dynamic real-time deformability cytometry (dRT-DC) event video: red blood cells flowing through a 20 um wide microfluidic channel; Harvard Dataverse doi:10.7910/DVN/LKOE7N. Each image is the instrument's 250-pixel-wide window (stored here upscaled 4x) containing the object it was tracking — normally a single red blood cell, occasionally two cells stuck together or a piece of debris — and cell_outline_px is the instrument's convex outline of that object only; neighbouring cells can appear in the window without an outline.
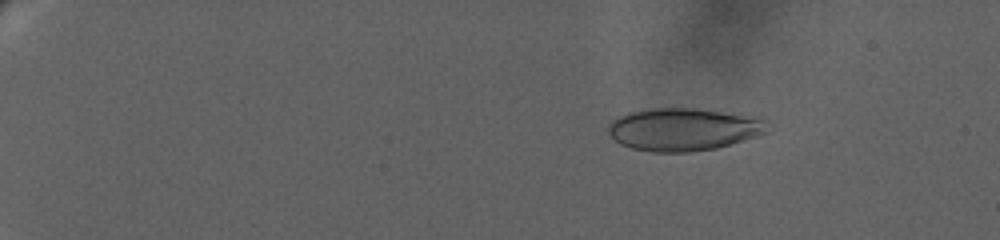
{"species": "human", "species_latin": "Homo sapiens", "temperature_condition": "warm", "stored_images_in_passage": 15, "camera_frame_rate_fps": 3000, "um_per_image_px": 0.085, "donor": {"sex": "female"}, "frame": {"image": 1, "passage_image": 5, "time_ms": 3.667, "image_size_px": [1000, 240], "cell_outline_px": [[772, 124], [768, 132], [756, 136], [716, 148], [688, 152], [652, 152], [632, 148], [620, 144], [608, 132], [608, 124], [612, 120], [628, 112], [652, 108], [692, 108], [764, 116]], "centroid_in_image_um": [58.19, 10.97], "position_along_channel_um": 26.8, "area_um2": 40.11}}
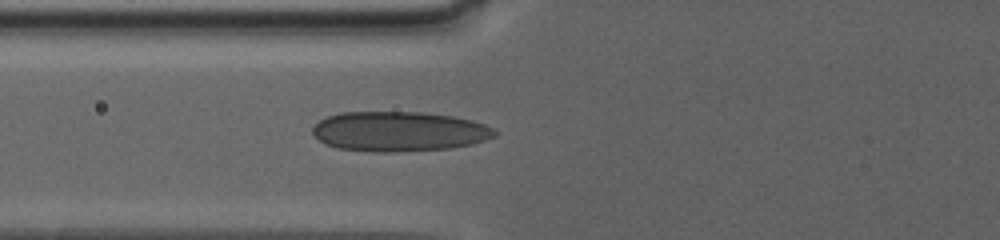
{"frame": {"image": 2, "passage_image": 12, "time_ms": 10.333, "image_size_px": [1000, 240], "cell_outline_px": [[496, 136], [472, 144], [452, 148], [396, 152], [372, 152], [336, 148], [324, 144], [312, 132], [312, 128], [320, 120], [328, 116], [340, 112], [420, 112], [452, 116], [472, 120], [484, 124], [492, 128], [496, 132]], "centroid_in_image_um": [33.91, 11.18], "position_along_channel_um": 91.9, "area_um2": 42.43}}
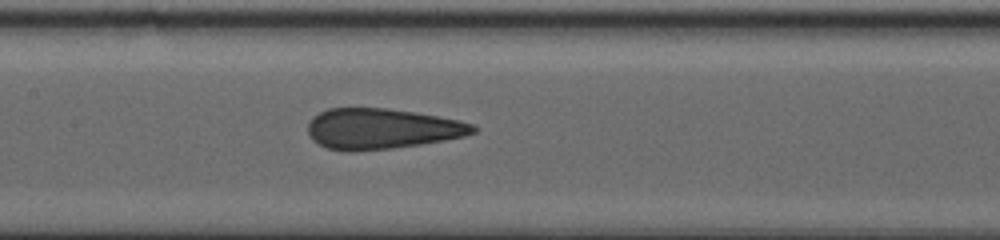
{"frame": {"image": 3, "passage_image": 15, "time_ms": 13.0, "image_size_px": [1000, 240], "cell_outline_px": [[480, 128], [476, 132], [464, 136], [444, 140], [420, 144], [392, 148], [356, 152], [352, 152], [328, 148], [312, 140], [308, 132], [308, 124], [320, 112], [328, 108], [388, 108], [460, 120], [476, 124]], "centroid_in_image_um": [32.49, 10.95], "position_along_channel_um": 174.9, "area_um2": 39.02}}